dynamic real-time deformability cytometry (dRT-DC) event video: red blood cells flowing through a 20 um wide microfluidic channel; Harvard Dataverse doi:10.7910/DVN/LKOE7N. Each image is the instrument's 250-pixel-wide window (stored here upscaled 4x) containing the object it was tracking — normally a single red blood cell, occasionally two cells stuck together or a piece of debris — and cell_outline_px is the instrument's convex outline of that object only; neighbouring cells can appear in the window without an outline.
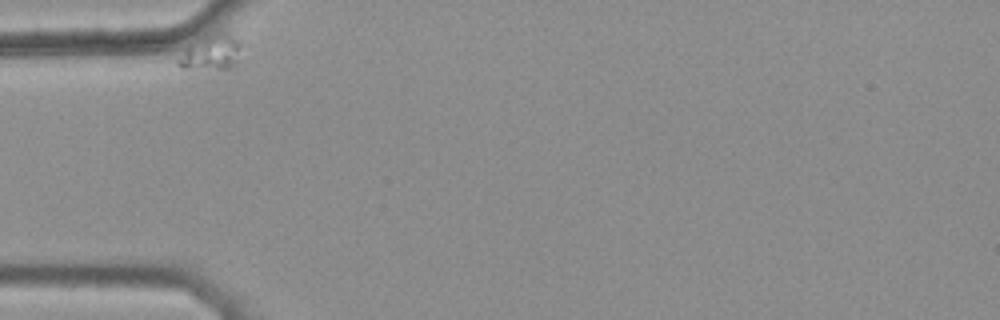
{"species": "common noctule bat (a hibernating species)", "species_latin": "Nyctalus noctula", "temperature_condition": "warm", "stored_images_in_passage": 40, "camera_frame_rate_fps": 3000, "um_per_image_px": 0.085, "animal": {"sex": "female", "body_mass_g": 25.1}, "frame": {"image": 1, "passage_image": 1, "time_ms": 0.0, "image_size_px": [1000, 320], "cell_outline_px": [[240, 44], [236, 60], [228, 68], [184, 68], [176, 60], [184, 48], [188, 44], [220, 28], [228, 32]], "centroid_in_image_um": [17.9, 4.38], "position_along_channel_um": 67.1, "area_um2": 12.72}}
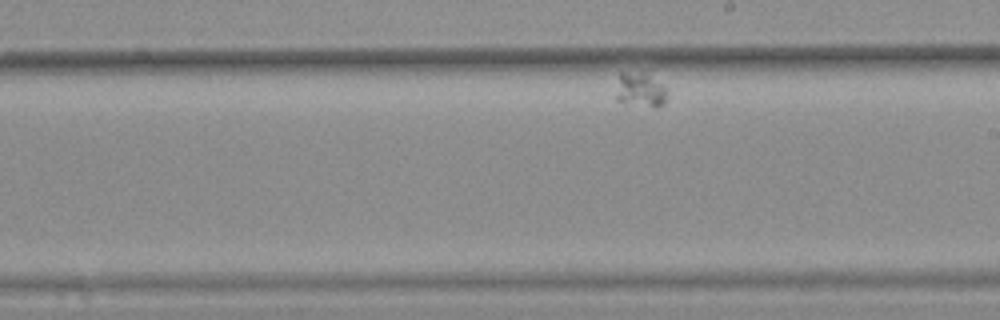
{"frame": {"image": 2, "passage_image": 23, "time_ms": 7.333, "image_size_px": [1000, 320], "cell_outline_px": [[668, 96], [664, 104], [656, 108], [652, 108], [616, 100], [612, 96], [620, 72], [644, 72], [660, 84], [668, 92]], "centroid_in_image_um": [54.37, 7.66], "position_along_channel_um": 234.6, "area_um2": 10.58}}
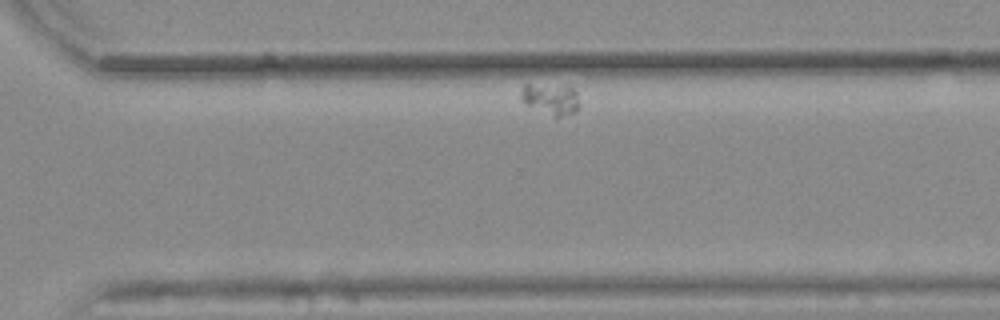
{"frame": {"image": 3, "passage_image": 34, "time_ms": 11.0, "image_size_px": [1000, 320], "cell_outline_px": [[576, 108], [572, 112], [556, 120], [524, 104], [520, 96], [520, 92], [524, 84], [568, 84], [576, 92]], "centroid_in_image_um": [46.74, 8.41], "position_along_channel_um": 323.9, "area_um2": 11.04}}